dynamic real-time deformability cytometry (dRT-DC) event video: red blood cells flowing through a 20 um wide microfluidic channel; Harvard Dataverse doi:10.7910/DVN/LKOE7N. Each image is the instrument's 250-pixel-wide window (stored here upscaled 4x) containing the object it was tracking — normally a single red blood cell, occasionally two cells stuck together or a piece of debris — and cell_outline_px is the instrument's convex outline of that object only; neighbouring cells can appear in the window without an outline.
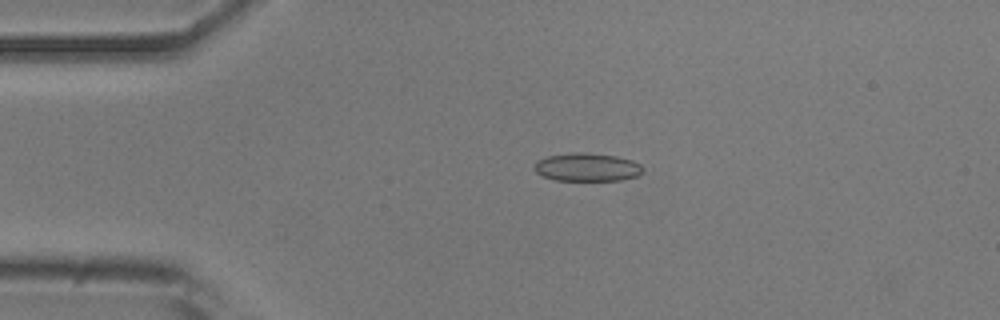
{"species": "common noctule bat (a hibernating species)", "species_latin": "Nyctalus noctula", "temperature_condition": "room temperature", "stored_images_in_passage": 3, "camera_frame_rate_fps": 3000, "um_per_image_px": 0.085, "animal": {"sex": "male", "body_mass_g": 20.5, "forearm_length_mm": 52.5}, "frame": {"image": 1, "passage_image": 2, "time_ms": 0.333, "image_size_px": [1000, 320], "cell_outline_px": [[644, 172], [636, 176], [620, 180], [556, 180], [544, 176], [536, 172], [536, 160], [548, 156], [576, 152], [584, 152], [616, 156], [632, 160], [640, 164], [644, 168]], "centroid_in_image_um": [49.94, 14.2], "position_along_channel_um": 35.1, "area_um2": 17.69}}